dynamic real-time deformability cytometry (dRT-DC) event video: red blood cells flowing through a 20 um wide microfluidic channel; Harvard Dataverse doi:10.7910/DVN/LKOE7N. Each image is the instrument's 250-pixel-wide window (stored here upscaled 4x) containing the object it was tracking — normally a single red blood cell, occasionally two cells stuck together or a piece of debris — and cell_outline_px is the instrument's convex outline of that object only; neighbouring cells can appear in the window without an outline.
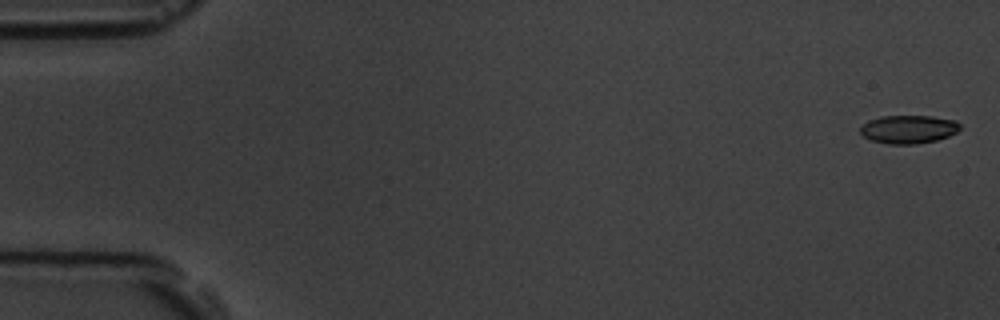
{"species": "common noctule bat (a hibernating species)", "species_latin": "Nyctalus noctula", "temperature_condition": "room temperature", "stored_images_in_passage": 15, "camera_frame_rate_fps": 3000, "um_per_image_px": 0.085, "animal": {"sex": "male", "body_mass_g": 19.5, "forearm_length_mm": 54.6}, "frame": {"image": 1, "passage_image": 1, "time_ms": 0.0, "image_size_px": [1000, 320], "cell_outline_px": [[960, 128], [956, 132], [948, 136], [936, 140], [916, 144], [888, 144], [872, 140], [864, 136], [860, 132], [860, 128], [868, 120], [880, 116], [932, 116], [956, 120], [960, 124]], "centroid_in_image_um": [77.23, 10.98], "position_along_channel_um": 7.8, "area_um2": 16.42}}
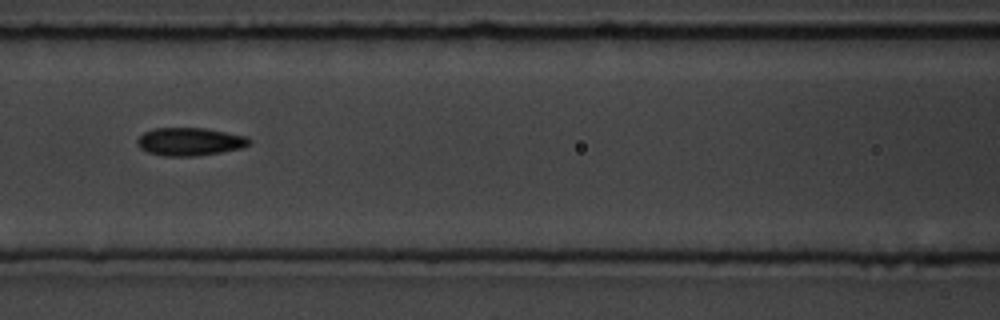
{"frame": {"image": 2, "passage_image": 7, "time_ms": 8.0, "image_size_px": [1000, 320], "cell_outline_px": [[252, 140], [248, 144], [240, 148], [220, 152], [196, 156], [164, 156], [148, 152], [140, 148], [136, 144], [136, 140], [144, 132], [156, 128], [204, 128], [248, 136]], "centroid_in_image_um": [16.12, 12.04], "position_along_channel_um": 150.5, "area_um2": 18.21}}
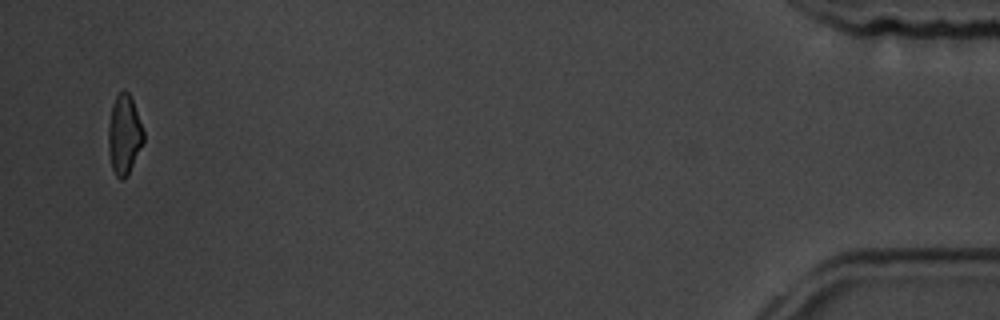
{"frame": {"image": 3, "passage_image": 15, "time_ms": 18.0, "image_size_px": [1000, 320], "cell_outline_px": [[144, 140], [124, 180], [120, 180], [116, 176], [112, 168], [108, 152], [108, 124], [112, 104], [116, 96], [124, 88], [128, 92], [132, 100], [144, 132]], "centroid_in_image_um": [10.53, 11.43], "position_along_channel_um": 424.7, "area_um2": 16.13}, "authors_computed_cell_mechanics": {"area_um2": 17.34, "velocity_mm_per_s": 3.6161, "shape_relaxation_time_tau1_ms": 7.584, "shape_relaxation_time_tau2_ms": 6.0787, "deformation_change_tau1": 0.1399, "deformation_change_tau2": 0.1157}}